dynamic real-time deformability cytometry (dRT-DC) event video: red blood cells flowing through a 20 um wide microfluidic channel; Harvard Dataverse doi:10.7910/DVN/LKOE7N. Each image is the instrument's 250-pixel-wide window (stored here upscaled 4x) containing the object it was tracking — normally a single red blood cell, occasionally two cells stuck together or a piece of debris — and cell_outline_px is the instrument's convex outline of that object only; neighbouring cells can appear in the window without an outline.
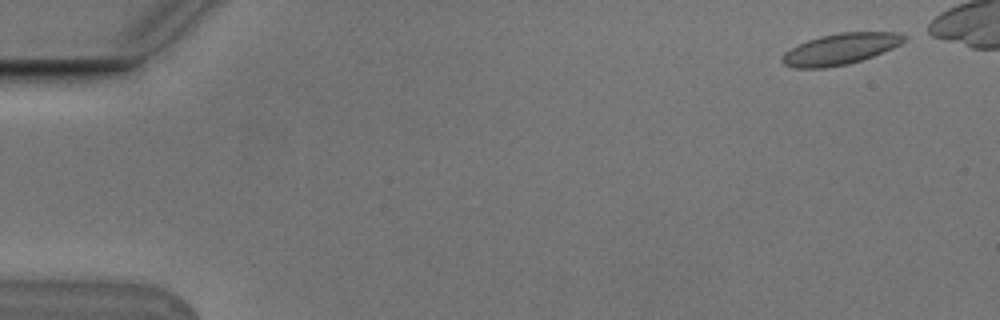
{"species": "Egyptian fruit bat (a non-hibernating species)", "species_latin": "Rousettus aegyptiacus", "temperature_condition": "cold", "stored_images_in_passage": 9, "camera_frame_rate_fps": 3000, "um_per_image_px": 0.085, "animal": {"sex": "male"}, "frame": {"image": 1, "passage_image": 1, "time_ms": 0.0, "image_size_px": [1000, 320], "cell_outline_px": [[908, 40], [892, 48], [872, 56], [848, 64], [824, 68], [796, 68], [784, 64], [780, 60], [784, 52], [808, 40], [820, 36], [840, 32], [900, 32], [908, 36]], "centroid_in_image_um": [71.46, 4.15], "position_along_channel_um": 13.5, "area_um2": 22.08}}
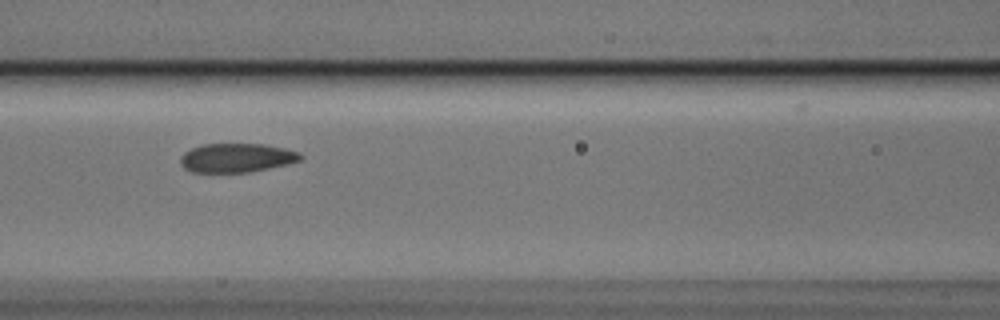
{"frame": {"image": 2, "passage_image": 7, "time_ms": 2.0, "image_size_px": [1000, 320], "cell_outline_px": [[304, 156], [300, 160], [268, 168], [248, 172], [192, 172], [184, 168], [180, 164], [180, 156], [184, 152], [200, 144], [264, 144], [284, 148], [300, 152]], "centroid_in_image_um": [20.08, 13.4], "position_along_channel_um": 146.5, "area_um2": 20.23}}
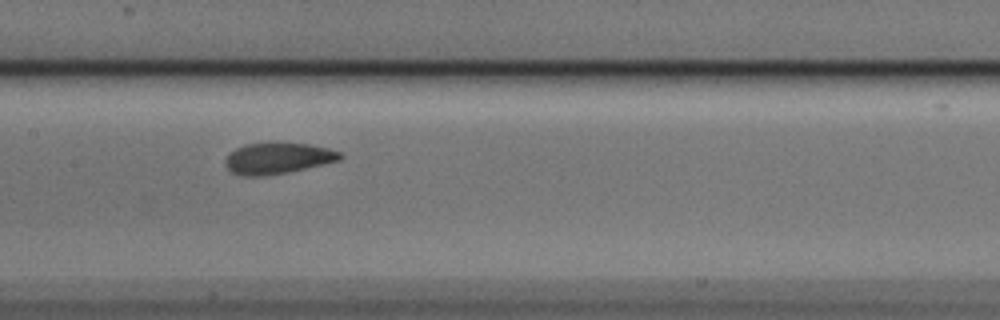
{"frame": {"image": 3, "passage_image": 8, "time_ms": 2.333, "image_size_px": [1000, 320], "cell_outline_px": [[344, 156], [340, 160], [324, 164], [288, 172], [264, 176], [244, 176], [232, 172], [224, 164], [224, 160], [236, 148], [244, 144], [308, 144], [328, 148], [340, 152]], "centroid_in_image_um": [23.62, 13.47], "position_along_channel_um": 183.8, "area_um2": 20.46}}